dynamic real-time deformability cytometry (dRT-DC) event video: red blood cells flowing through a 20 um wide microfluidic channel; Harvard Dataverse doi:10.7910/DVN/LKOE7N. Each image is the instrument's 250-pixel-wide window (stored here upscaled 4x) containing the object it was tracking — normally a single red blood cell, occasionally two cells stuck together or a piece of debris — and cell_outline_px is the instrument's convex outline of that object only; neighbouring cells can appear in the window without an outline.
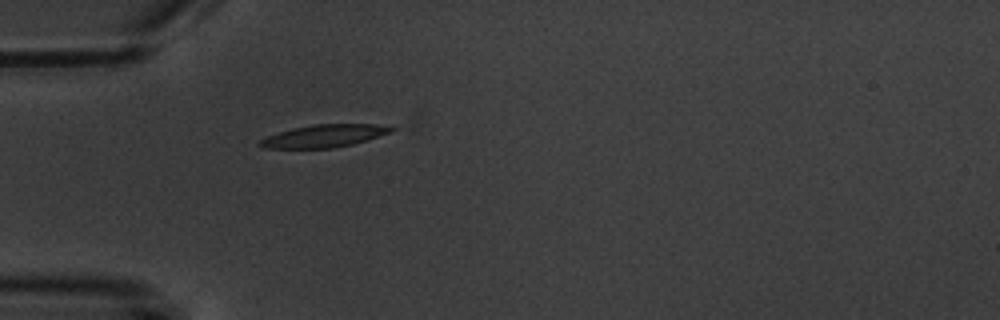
{"species": "common noctule bat (a hibernating species)", "species_latin": "Nyctalus noctula", "temperature_condition": "warm", "stored_images_in_passage": 2, "camera_frame_rate_fps": 3000, "um_per_image_px": 0.085, "animal": {"sex": "male", "body_mass_g": 20.1, "forearm_length_mm": 53.5}, "frame": {"image": 1, "passage_image": 2, "time_ms": 1.0, "image_size_px": [1000, 320], "cell_outline_px": [[396, 128], [392, 132], [352, 144], [332, 148], [264, 148], [256, 144], [260, 140], [268, 136], [292, 128], [312, 124], [392, 124]], "centroid_in_image_um": [27.61, 11.54], "position_along_channel_um": 57.4, "area_um2": 17.4}}